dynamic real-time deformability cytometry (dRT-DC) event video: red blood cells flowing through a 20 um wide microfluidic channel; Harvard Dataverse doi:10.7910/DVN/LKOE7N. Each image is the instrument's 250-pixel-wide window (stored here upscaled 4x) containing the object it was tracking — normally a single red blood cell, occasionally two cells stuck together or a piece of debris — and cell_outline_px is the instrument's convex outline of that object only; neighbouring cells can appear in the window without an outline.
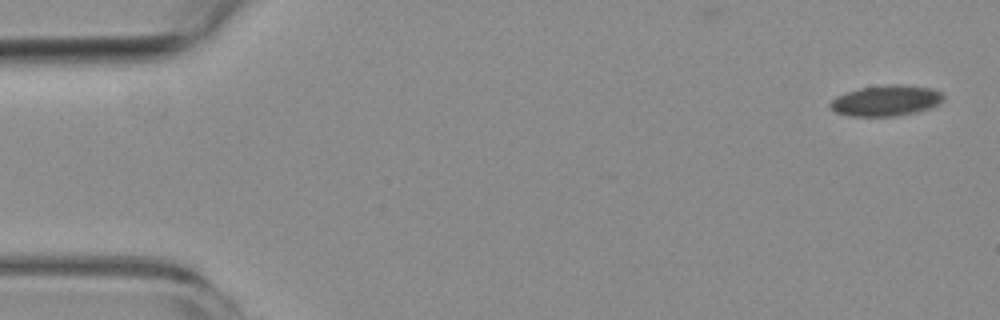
{"species": "common noctule bat (a hibernating species)", "species_latin": "Nyctalus noctula", "temperature_condition": "room temperature", "stored_images_in_passage": 10, "camera_frame_rate_fps": 3000, "um_per_image_px": 0.085, "animal": {"sex": "female", "body_mass_g": 19.3, "forearm_length_mm": 54.1}, "frame": {"image": 1, "passage_image": 1, "time_ms": 0.0, "image_size_px": [1000, 320], "cell_outline_px": [[944, 100], [940, 104], [916, 112], [896, 116], [848, 116], [836, 112], [828, 108], [828, 104], [836, 96], [860, 88], [884, 84], [904, 84], [932, 88], [940, 92], [944, 96]], "centroid_in_image_um": [75.31, 8.55], "position_along_channel_um": 9.7, "area_um2": 20.52}}
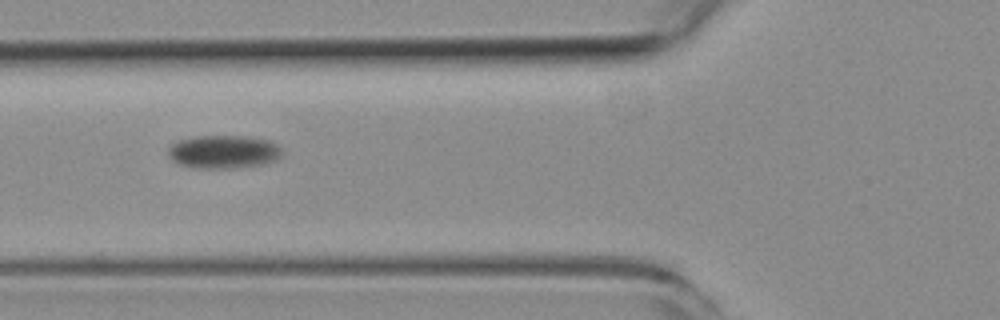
{"frame": {"image": 2, "passage_image": 7, "time_ms": 7.0, "image_size_px": [1000, 320], "cell_outline_px": [[284, 152], [276, 160], [260, 164], [232, 168], [192, 168], [176, 164], [168, 156], [168, 148], [176, 140], [196, 136], [248, 136], [272, 140]], "centroid_in_image_um": [18.97, 12.89], "position_along_channel_um": 106.8, "area_um2": 22.37}}
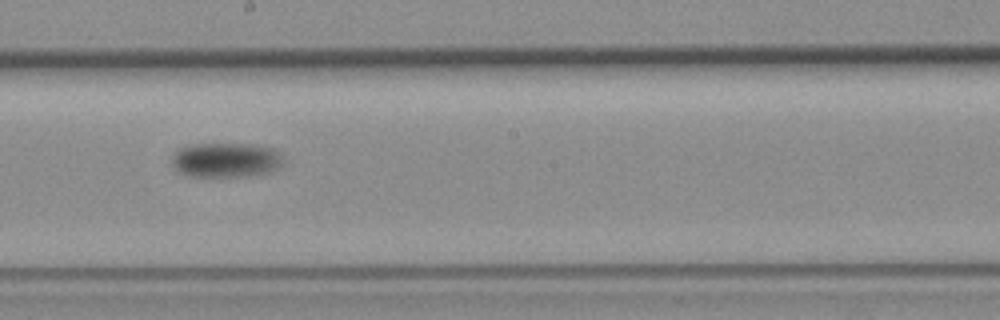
{"frame": {"image": 3, "passage_image": 10, "time_ms": 10.667, "image_size_px": [1000, 320], "cell_outline_px": [[284, 164], [272, 172], [248, 176], [192, 176], [180, 172], [172, 164], [172, 156], [176, 148], [188, 144], [256, 144], [276, 148], [280, 152], [284, 160]], "centroid_in_image_um": [19.25, 13.58], "position_along_channel_um": 228.9, "area_um2": 23.0}}